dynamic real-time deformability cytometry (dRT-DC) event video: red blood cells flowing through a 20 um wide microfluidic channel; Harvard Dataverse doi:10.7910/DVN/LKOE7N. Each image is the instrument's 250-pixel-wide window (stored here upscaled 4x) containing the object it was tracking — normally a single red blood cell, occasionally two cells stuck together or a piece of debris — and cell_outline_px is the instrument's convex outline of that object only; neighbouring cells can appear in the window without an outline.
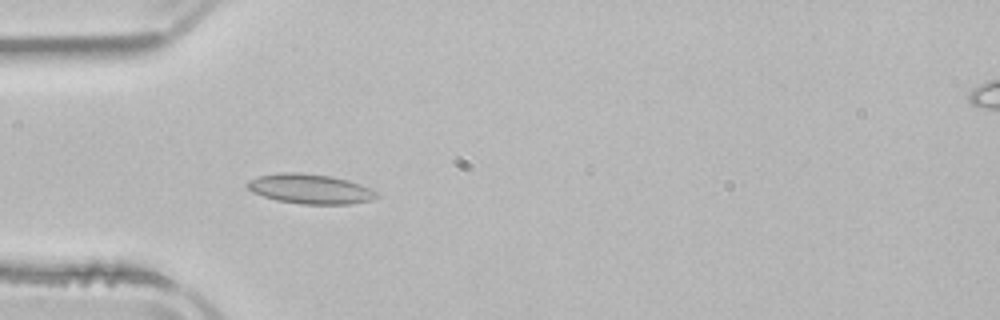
{"species": "common noctule bat (a hibernating species)", "species_latin": "Nyctalus noctula", "temperature_condition": "room temperature", "stored_images_in_passage": 4, "camera_frame_rate_fps": 3000, "um_per_image_px": 0.085, "animal": {"sex": "male", "body_mass_g": 21.5, "forearm_length_mm": 52.0}, "frame": {"image": 1, "passage_image": 3, "time_ms": 3.0, "image_size_px": [1000, 320], "cell_outline_px": [[380, 196], [372, 200], [348, 204], [300, 204], [276, 200], [252, 192], [244, 184], [248, 180], [260, 176], [280, 172], [300, 172], [332, 176], [348, 180], [360, 184], [376, 192]], "centroid_in_image_um": [26.34, 16.05], "position_along_channel_um": 58.7, "area_um2": 22.48}}